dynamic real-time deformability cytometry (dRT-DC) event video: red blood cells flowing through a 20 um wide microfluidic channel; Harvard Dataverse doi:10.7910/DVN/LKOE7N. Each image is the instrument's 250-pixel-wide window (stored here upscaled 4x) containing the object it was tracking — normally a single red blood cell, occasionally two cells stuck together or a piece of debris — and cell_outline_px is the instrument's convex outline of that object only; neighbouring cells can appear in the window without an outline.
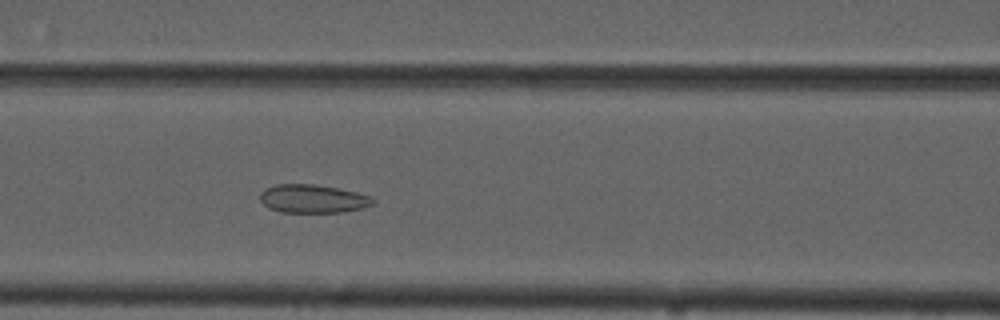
{"species": "common noctule bat (a hibernating species)", "species_latin": "Nyctalus noctula", "temperature_condition": "cold", "stored_images_in_passage": 54, "camera_frame_rate_fps": 3000, "um_per_image_px": 0.085, "animal": {"sex": "male", "forearm_length_mm": 52.5}, "frame": {"image": 1, "passage_image": 23, "time_ms": 7.333, "image_size_px": [1000, 320], "cell_outline_px": [[376, 200], [372, 204], [364, 208], [340, 212], [280, 212], [268, 208], [260, 200], [260, 192], [264, 188], [276, 184], [312, 184], [336, 188], [356, 192], [368, 196]], "centroid_in_image_um": [26.54, 16.89], "position_along_channel_um": 140.1, "area_um2": 18.61}}
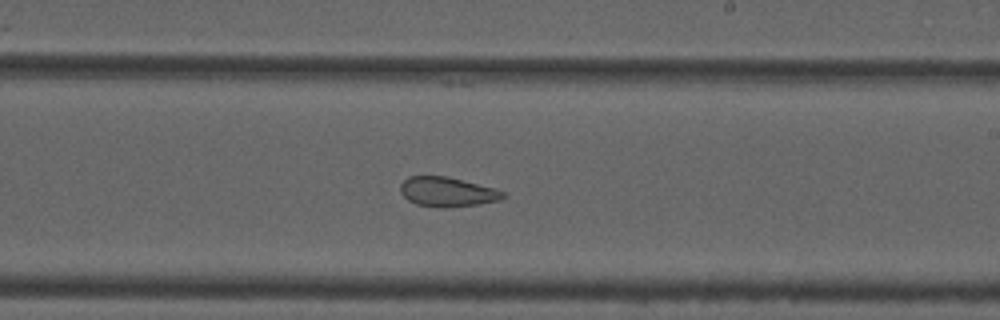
{"frame": {"image": 2, "passage_image": 32, "time_ms": 10.333, "image_size_px": [1000, 320], "cell_outline_px": [[508, 196], [500, 200], [480, 204], [444, 208], [440, 208], [416, 204], [408, 200], [400, 192], [400, 184], [408, 176], [444, 176], [496, 188], [504, 192]], "centroid_in_image_um": [38.03, 16.32], "position_along_channel_um": 251.0, "area_um2": 17.8}}
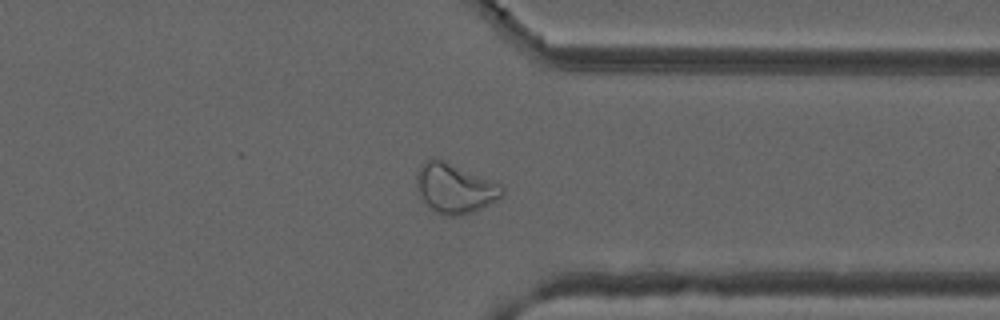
{"frame": {"image": 3, "passage_image": 42, "time_ms": 13.667, "image_size_px": [1000, 320], "cell_outline_px": [[504, 196], [472, 212], [460, 216], [444, 216], [432, 212], [424, 204], [420, 196], [416, 184], [416, 172], [420, 164], [428, 156], [444, 160], [500, 184], [504, 188]], "centroid_in_image_um": [38.59, 16.01], "position_along_channel_um": 372.8, "area_um2": 25.2}, "authors_computed_cell_mechanics": {"area_um2": 25.0563, "velocity_mm_per_s": 3.7077, "shape_relaxation_time_tau1_ms": null, "shape_relaxation_time_tau2_ms": 1.5488, "deformation_change_tau1": null, "deformation_change_tau2": 0.0834}}